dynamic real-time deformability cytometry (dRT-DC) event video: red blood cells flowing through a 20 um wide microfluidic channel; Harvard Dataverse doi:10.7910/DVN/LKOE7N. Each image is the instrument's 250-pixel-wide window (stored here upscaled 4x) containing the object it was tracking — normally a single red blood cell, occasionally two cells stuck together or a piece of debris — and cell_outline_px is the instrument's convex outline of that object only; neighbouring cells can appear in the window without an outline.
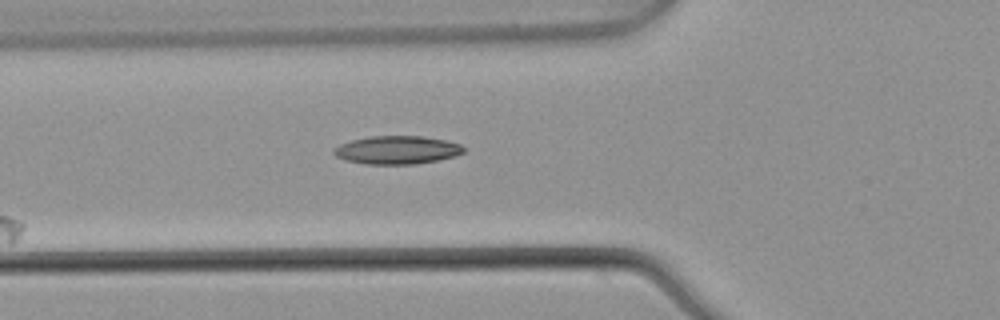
{"species": "common noctule bat (a hibernating species)", "species_latin": "Nyctalus noctula", "temperature_condition": "warm", "stored_images_in_passage": 6, "camera_frame_rate_fps": 3000, "um_per_image_px": 0.085, "animal": {"sex": "male", "body_mass_g": 21.5, "forearm_length_mm": 52.0}, "frame": {"image": 1, "passage_image": 6, "time_ms": 1.667, "image_size_px": [1000, 320], "cell_outline_px": [[464, 152], [456, 156], [416, 164], [364, 164], [344, 160], [336, 156], [332, 152], [340, 144], [352, 140], [372, 136], [424, 136], [444, 140], [460, 144], [464, 148]], "centroid_in_image_um": [33.75, 12.75], "position_along_channel_um": 92.1, "area_um2": 21.27}}